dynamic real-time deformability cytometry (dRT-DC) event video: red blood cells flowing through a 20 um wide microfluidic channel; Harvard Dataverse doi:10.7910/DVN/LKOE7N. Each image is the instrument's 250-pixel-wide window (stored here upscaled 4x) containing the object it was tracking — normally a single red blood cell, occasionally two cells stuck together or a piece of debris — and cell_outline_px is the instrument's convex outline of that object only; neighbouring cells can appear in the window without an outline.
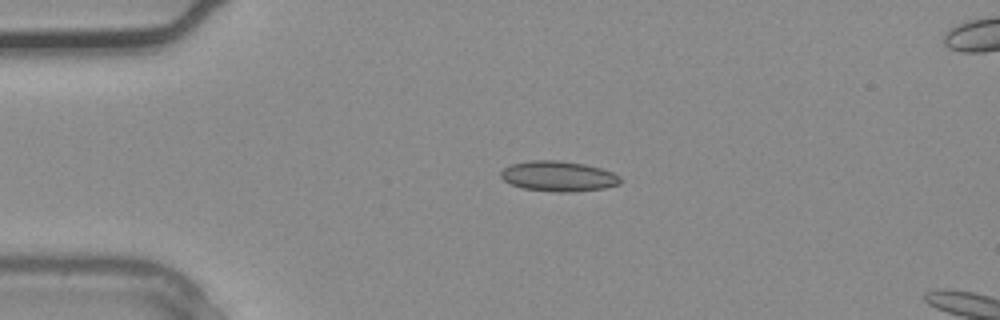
{"species": "common noctule bat (a hibernating species)", "species_latin": "Nyctalus noctula", "temperature_condition": "warm", "stored_images_in_passage": 2, "camera_frame_rate_fps": 3000, "um_per_image_px": 0.085, "animal": {"sex": "male", "body_mass_g": 20.4}, "frame": {"image": 1, "passage_image": 1, "time_ms": 0.0, "image_size_px": [1000, 320], "cell_outline_px": [[620, 184], [604, 188], [572, 192], [556, 192], [524, 188], [512, 184], [504, 180], [500, 176], [500, 172], [504, 168], [512, 164], [528, 160], [556, 160], [584, 164], [600, 168], [612, 172], [620, 176]], "centroid_in_image_um": [47.46, 14.97], "position_along_channel_um": 37.5, "area_um2": 20.98}}